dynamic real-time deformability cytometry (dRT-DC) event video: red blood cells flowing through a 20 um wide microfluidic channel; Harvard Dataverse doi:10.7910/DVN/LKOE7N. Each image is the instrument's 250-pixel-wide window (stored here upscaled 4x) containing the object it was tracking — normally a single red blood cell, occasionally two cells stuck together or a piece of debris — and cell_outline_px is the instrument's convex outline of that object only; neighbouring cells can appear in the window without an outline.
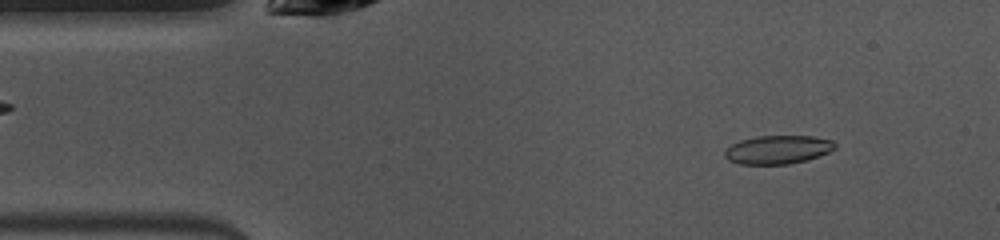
{"species": "common noctule bat (a hibernating species)", "species_latin": "Nyctalus noctula", "temperature_condition": "warm", "stored_images_in_passage": 46, "camera_frame_rate_fps": 3000, "um_per_image_px": 0.085, "animal": {"sex": "female", "body_mass_g": 10.0, "forearm_length_mm": 53.1}, "frame": {"image": 1, "passage_image": 3, "time_ms": 0.667, "image_size_px": [1000, 240], "cell_outline_px": [[836, 148], [820, 156], [808, 160], [788, 164], [740, 164], [728, 160], [724, 156], [724, 148], [740, 140], [756, 136], [812, 136], [832, 140], [836, 144]], "centroid_in_image_um": [66.1, 12.72], "position_along_channel_um": 18.9, "area_um2": 18.5}}
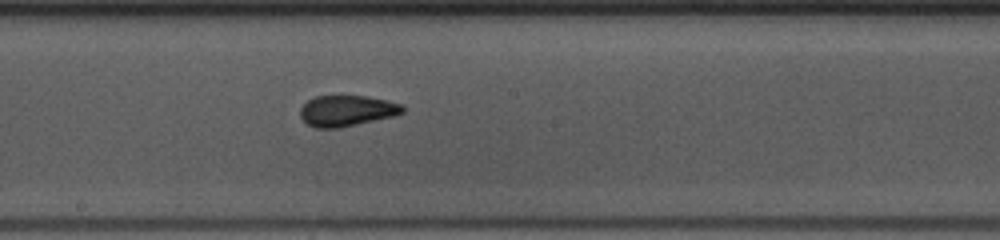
{"frame": {"image": 2, "passage_image": 22, "time_ms": 7.0, "image_size_px": [1000, 240], "cell_outline_px": [[404, 112], [392, 116], [340, 128], [316, 128], [308, 124], [300, 116], [300, 108], [308, 100], [316, 96], [364, 96], [388, 100], [404, 104]], "centroid_in_image_um": [29.49, 9.41], "position_along_channel_um": 218.7, "area_um2": 18.38}}
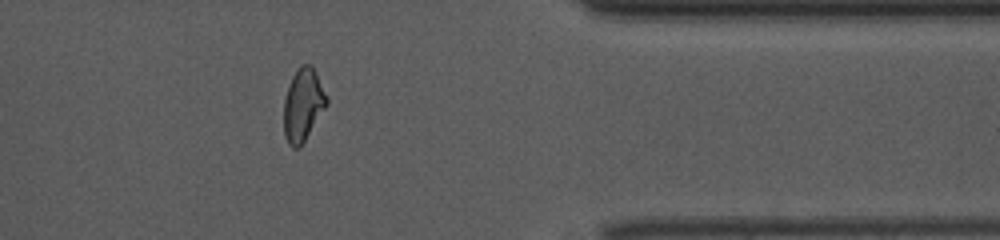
{"frame": {"image": 3, "passage_image": 36, "time_ms": 11.667, "image_size_px": [1000, 240], "cell_outline_px": [[328, 104], [300, 148], [292, 148], [288, 144], [284, 136], [284, 100], [288, 84], [292, 76], [300, 64], [312, 64], [328, 96]], "centroid_in_image_um": [25.76, 8.9], "position_along_channel_um": 385.6, "area_um2": 18.5}, "authors_computed_cell_mechanics": {"area_um2": 18.4382, "velocity_mm_per_s": 4.0237, "shape_relaxation_time_tau1_ms": 7.1898, "shape_relaxation_time_tau2_ms": 1.6696, "deformation_change_tau1": 0.1923, "deformation_change_tau2": 0.0831}}